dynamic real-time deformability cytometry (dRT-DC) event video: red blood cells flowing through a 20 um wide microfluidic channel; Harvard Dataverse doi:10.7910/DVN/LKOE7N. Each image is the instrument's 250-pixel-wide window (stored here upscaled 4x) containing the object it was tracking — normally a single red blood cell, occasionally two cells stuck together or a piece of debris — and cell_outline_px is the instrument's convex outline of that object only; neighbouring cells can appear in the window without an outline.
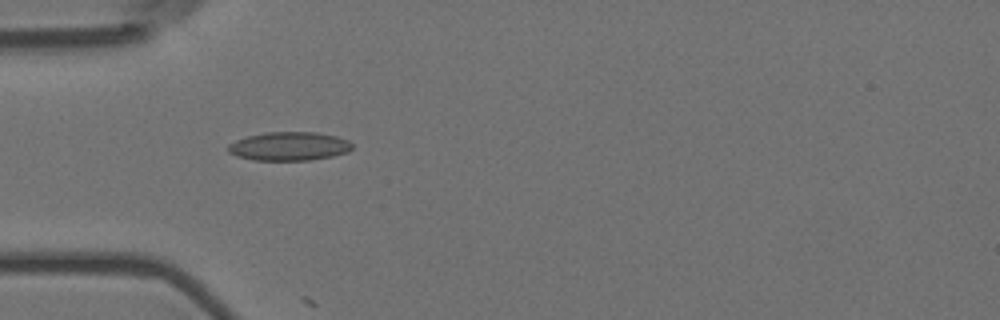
{"species": "Egyptian fruit bat (a non-hibernating species)", "species_latin": "Rousettus aegyptiacus", "temperature_condition": "room temperature", "stored_images_in_passage": 5, "camera_frame_rate_fps": 3000, "um_per_image_px": 0.085, "animal": {"sex": "female"}, "frame": {"image": 1, "passage_image": 4, "time_ms": 1.0, "image_size_px": [1000, 320], "cell_outline_px": [[352, 148], [348, 152], [332, 156], [312, 160], [252, 160], [236, 156], [228, 152], [228, 144], [236, 140], [248, 136], [264, 132], [316, 132], [336, 136], [348, 140], [352, 144]], "centroid_in_image_um": [24.57, 12.43], "position_along_channel_um": 60.4, "area_um2": 20.81}}
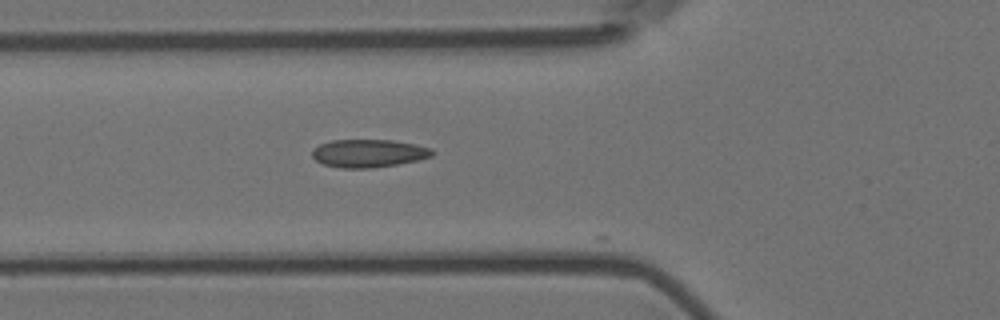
{"frame": {"image": 2, "passage_image": 5, "time_ms": 1.333, "image_size_px": [1000, 320], "cell_outline_px": [[432, 156], [420, 160], [372, 168], [340, 168], [324, 164], [316, 160], [312, 156], [312, 148], [320, 144], [332, 140], [392, 140], [416, 144], [432, 148]], "centroid_in_image_um": [31.33, 13.03], "position_along_channel_um": 94.5, "area_um2": 19.59}}